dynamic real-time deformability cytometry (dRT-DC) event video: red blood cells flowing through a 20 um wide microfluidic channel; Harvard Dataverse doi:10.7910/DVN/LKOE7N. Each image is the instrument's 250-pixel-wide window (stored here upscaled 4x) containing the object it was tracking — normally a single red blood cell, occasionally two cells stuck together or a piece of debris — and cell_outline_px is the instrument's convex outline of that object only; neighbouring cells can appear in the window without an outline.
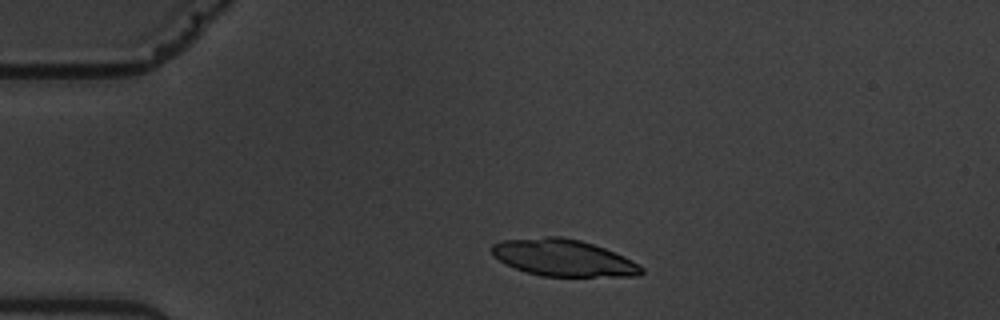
{"species": "common noctule bat (a hibernating species)", "species_latin": "Nyctalus noctula", "temperature_condition": "warm", "stored_images_in_passage": 2, "camera_frame_rate_fps": 3000, "um_per_image_px": 0.085, "animal": {"sex": "male", "body_mass_g": 19.5, "forearm_length_mm": 54.6}, "frame": {"image": 1, "passage_image": 1, "time_ms": 0.0, "image_size_px": [1000, 320], "cell_outline_px": [[644, 272], [640, 276], [540, 276], [504, 264], [492, 252], [492, 244], [504, 240], [544, 236], [560, 236], [580, 240], [604, 248], [624, 256], [632, 260], [644, 268]], "centroid_in_image_um": [47.91, 21.91], "position_along_channel_um": 37.1, "area_um2": 31.96}}